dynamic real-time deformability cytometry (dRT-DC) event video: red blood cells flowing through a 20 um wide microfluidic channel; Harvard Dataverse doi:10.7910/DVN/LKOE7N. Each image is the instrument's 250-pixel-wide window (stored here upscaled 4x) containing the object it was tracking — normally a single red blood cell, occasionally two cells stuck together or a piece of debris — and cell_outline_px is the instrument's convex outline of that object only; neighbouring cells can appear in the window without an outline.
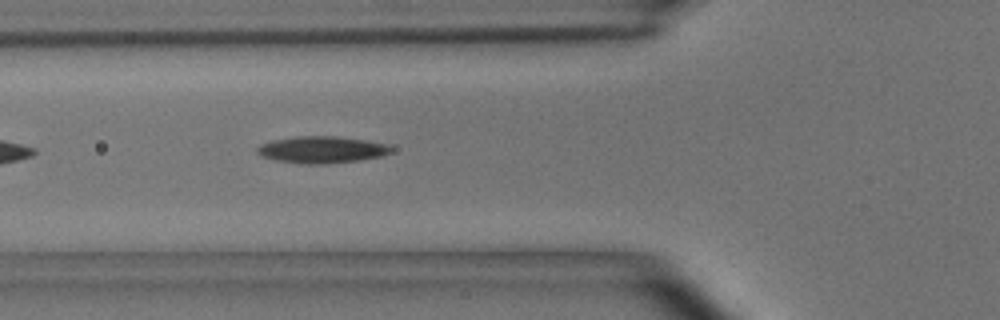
{"species": "common noctule bat (a hibernating species)", "species_latin": "Nyctalus noctula", "temperature_condition": "room temperature", "stored_images_in_passage": 38, "camera_frame_rate_fps": 3000, "um_per_image_px": 0.085, "animal": {"sex": "male", "body_mass_g": 15.6}, "frame": {"image": 1, "passage_image": 6, "time_ms": 1.667, "image_size_px": [1000, 320], "cell_outline_px": [[392, 152], [380, 156], [360, 160], [324, 164], [308, 164], [276, 160], [260, 156], [256, 152], [256, 148], [260, 144], [272, 140], [296, 136], [336, 136], [364, 140], [388, 144], [392, 148]], "centroid_in_image_um": [27.32, 12.72], "position_along_channel_um": 98.5, "area_um2": 20.92}}